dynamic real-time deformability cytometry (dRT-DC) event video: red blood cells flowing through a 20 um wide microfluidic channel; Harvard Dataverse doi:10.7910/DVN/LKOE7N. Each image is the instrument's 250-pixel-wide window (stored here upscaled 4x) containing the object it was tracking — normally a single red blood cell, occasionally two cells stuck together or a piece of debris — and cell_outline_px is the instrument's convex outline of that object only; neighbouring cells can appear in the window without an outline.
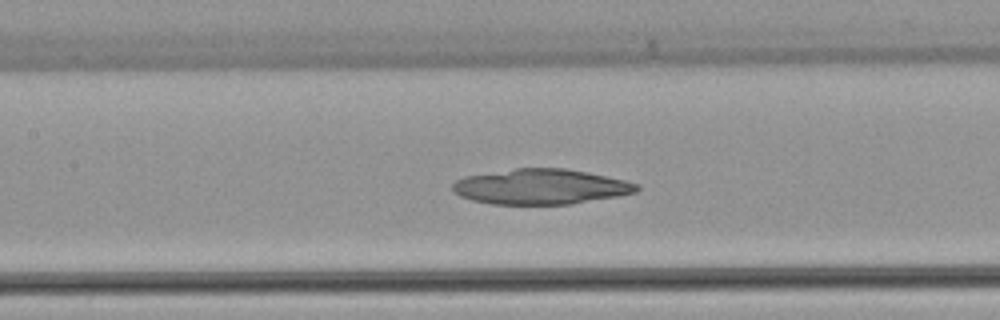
{"species": "common noctule bat (a hibernating species)", "species_latin": "Nyctalus noctula", "temperature_condition": "warm", "stored_images_in_passage": 25, "camera_frame_rate_fps": 3000, "um_per_image_px": 0.085, "animal": {"sex": "female", "body_mass_g": 22.7, "forearm_length_mm": 54.2}, "frame": {"image": 1, "passage_image": 8, "time_ms": 2.333, "image_size_px": [1000, 320], "cell_outline_px": [[640, 188], [636, 192], [620, 196], [572, 204], [492, 204], [472, 200], [460, 196], [452, 188], [452, 184], [456, 180], [464, 176], [516, 168], [564, 168], [588, 172], [624, 180], [640, 184]], "centroid_in_image_um": [45.99, 15.87], "position_along_channel_um": 161.4, "area_um2": 37.92}}
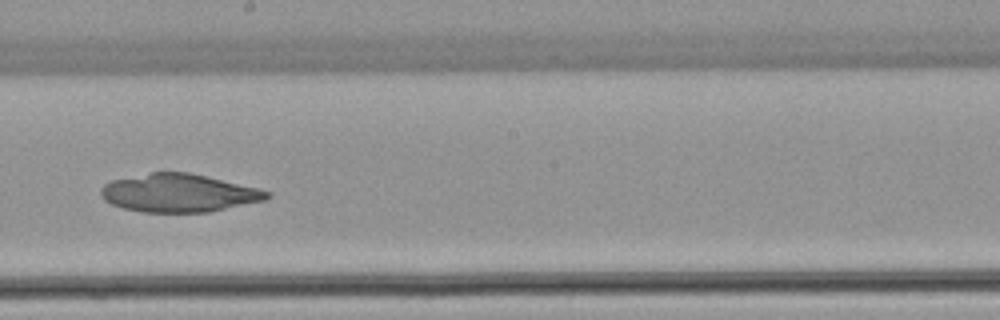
{"frame": {"image": 2, "passage_image": 13, "time_ms": 4.0, "image_size_px": [1000, 320], "cell_outline_px": [[272, 196], [264, 200], [208, 212], [144, 212], [124, 208], [112, 204], [104, 200], [100, 196], [100, 188], [104, 184], [112, 180], [152, 172], [188, 172], [260, 188], [272, 192]], "centroid_in_image_um": [15.2, 16.4], "position_along_channel_um": 233.0, "area_um2": 36.82}}
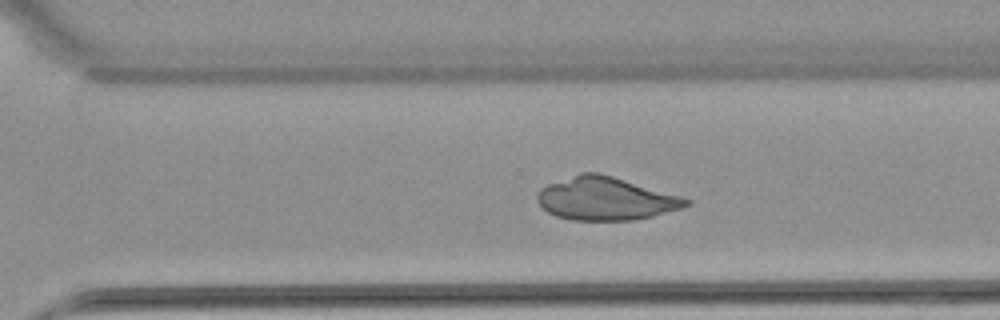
{"frame": {"image": 3, "passage_image": 19, "time_ms": 6.0, "image_size_px": [1000, 320], "cell_outline_px": [[688, 204], [680, 208], [652, 216], [632, 220], [572, 220], [556, 216], [548, 212], [536, 200], [536, 196], [540, 188], [548, 184], [580, 172], [596, 172], [612, 176], [680, 196], [688, 200]], "centroid_in_image_um": [51.41, 16.88], "position_along_channel_um": 319.2, "area_um2": 36.82}}